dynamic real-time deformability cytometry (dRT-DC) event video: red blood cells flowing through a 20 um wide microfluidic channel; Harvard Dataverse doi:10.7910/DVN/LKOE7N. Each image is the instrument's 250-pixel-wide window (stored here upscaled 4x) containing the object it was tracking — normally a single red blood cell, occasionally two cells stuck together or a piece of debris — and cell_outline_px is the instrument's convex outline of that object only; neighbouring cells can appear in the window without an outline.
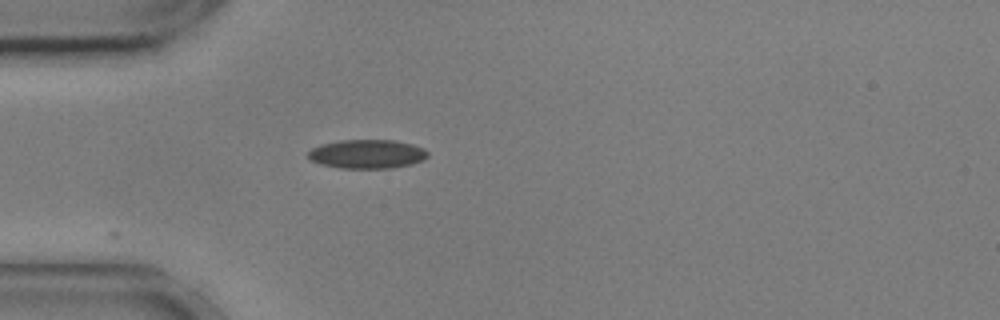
{"species": "common noctule bat (a hibernating species)", "species_latin": "Nyctalus noctula", "temperature_condition": "cold", "stored_images_in_passage": 7, "camera_frame_rate_fps": 3000, "um_per_image_px": 0.085, "animal": {"sex": "male", "body_mass_g": 17.9, "forearm_length_mm": 54.2}, "frame": {"image": 1, "passage_image": 1, "time_ms": 0.0, "image_size_px": [1000, 320], "cell_outline_px": [[428, 156], [424, 160], [412, 164], [392, 168], [340, 168], [320, 164], [312, 160], [308, 156], [308, 152], [312, 148], [320, 144], [340, 140], [392, 140], [412, 144], [424, 148], [428, 152]], "centroid_in_image_um": [31.22, 13.09], "position_along_channel_um": 53.8, "area_um2": 20.23}}